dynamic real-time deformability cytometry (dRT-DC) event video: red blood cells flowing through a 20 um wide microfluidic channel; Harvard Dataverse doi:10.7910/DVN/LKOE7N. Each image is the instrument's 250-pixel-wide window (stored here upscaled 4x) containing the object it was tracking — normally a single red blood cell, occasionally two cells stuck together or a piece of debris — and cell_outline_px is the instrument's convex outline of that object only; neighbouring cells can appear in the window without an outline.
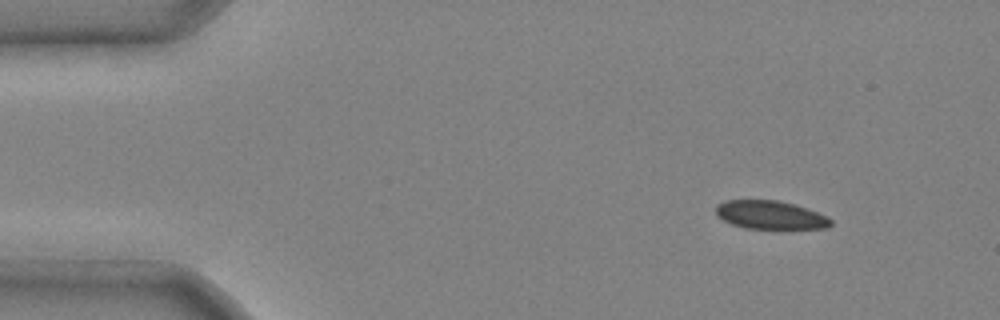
{"species": "common noctule bat (a hibernating species)", "species_latin": "Nyctalus noctula", "temperature_condition": "cold", "stored_images_in_passage": 3, "camera_frame_rate_fps": 3000, "um_per_image_px": 0.085, "animal": {"sex": "male", "body_mass_g": 20.4}, "frame": {"image": 1, "passage_image": 1, "time_ms": 0.0, "image_size_px": [1000, 320], "cell_outline_px": [[832, 224], [828, 228], [744, 228], [732, 224], [716, 216], [716, 204], [724, 200], [776, 200], [792, 204], [816, 212], [832, 220]], "centroid_in_image_um": [65.41, 18.27], "position_along_channel_um": 19.6, "area_um2": 18.73}}